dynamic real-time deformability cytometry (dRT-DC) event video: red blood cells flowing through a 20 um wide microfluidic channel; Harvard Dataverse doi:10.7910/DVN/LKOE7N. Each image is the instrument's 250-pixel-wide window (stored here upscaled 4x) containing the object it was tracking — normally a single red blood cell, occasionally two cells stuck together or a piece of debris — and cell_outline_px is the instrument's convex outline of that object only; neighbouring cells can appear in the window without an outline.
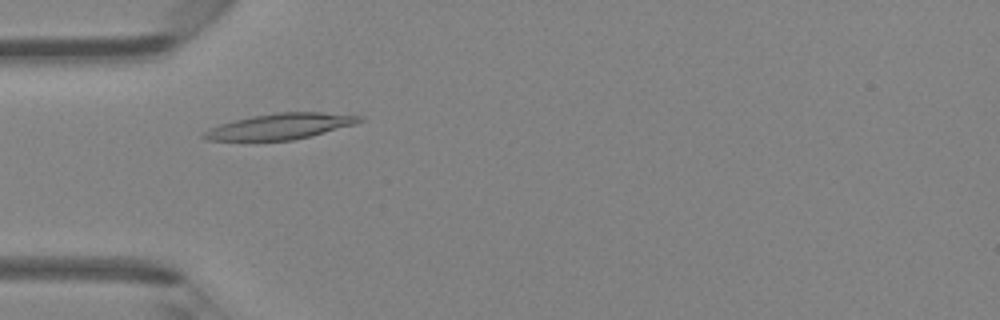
{"species": "Egyptian fruit bat (a non-hibernating species)", "species_latin": "Rousettus aegyptiacus", "temperature_condition": "room temperature", "stored_images_in_passage": 42, "camera_frame_rate_fps": 3000, "um_per_image_px": 0.085, "animal": {"sex": "female"}, "frame": {"image": 1, "passage_image": 10, "time_ms": 3.0, "image_size_px": [1000, 320], "cell_outline_px": [[364, 120], [356, 124], [312, 136], [292, 140], [208, 140], [200, 136], [208, 128], [220, 124], [252, 116], [276, 112], [320, 112], [364, 116]], "centroid_in_image_um": [23.86, 10.73], "position_along_channel_um": 61.1, "area_um2": 23.35}}
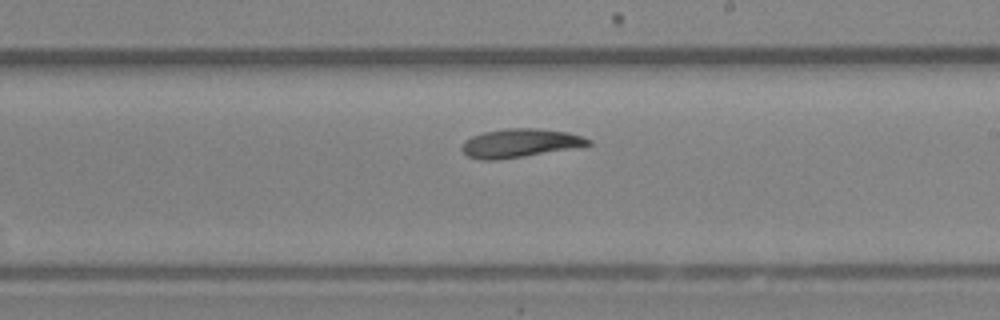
{"frame": {"image": 2, "passage_image": 23, "time_ms": 7.333, "image_size_px": [1000, 320], "cell_outline_px": [[592, 144], [580, 148], [496, 160], [480, 160], [468, 156], [460, 148], [464, 140], [472, 136], [484, 132], [508, 128], [536, 128], [568, 132], [592, 140]], "centroid_in_image_um": [44.23, 12.17], "position_along_channel_um": 244.8, "area_um2": 21.27}}
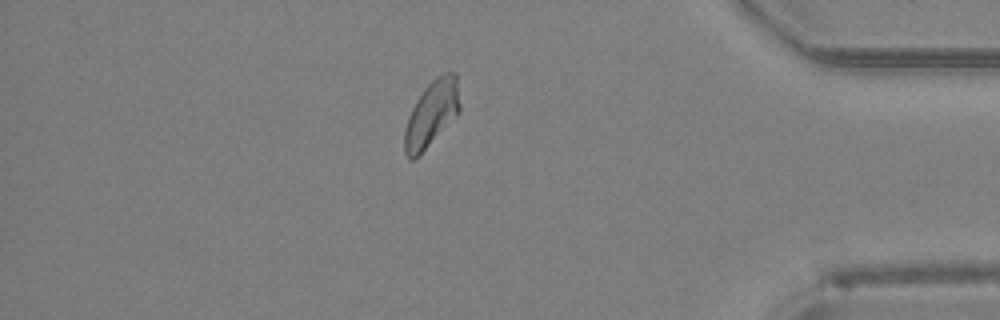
{"frame": {"image": 3, "passage_image": 36, "time_ms": 11.667, "image_size_px": [1000, 320], "cell_outline_px": [[460, 108], [456, 116], [412, 160], [408, 160], [404, 152], [404, 128], [408, 116], [416, 100], [424, 88], [436, 76], [444, 72], [456, 72], [460, 104]], "centroid_in_image_um": [36.67, 9.61], "position_along_channel_um": 398.5, "area_um2": 20.87}, "authors_computed_cell_mechanics": {"area_um2": 21.2704, "velocity_mm_per_s": 4.2946, "shape_relaxation_time_tau1_ms": 5.0329, "shape_relaxation_time_tau2_ms": 5.9793, "deformation_change_tau1": 0.1547, "deformation_change_tau2": 0.1386}}